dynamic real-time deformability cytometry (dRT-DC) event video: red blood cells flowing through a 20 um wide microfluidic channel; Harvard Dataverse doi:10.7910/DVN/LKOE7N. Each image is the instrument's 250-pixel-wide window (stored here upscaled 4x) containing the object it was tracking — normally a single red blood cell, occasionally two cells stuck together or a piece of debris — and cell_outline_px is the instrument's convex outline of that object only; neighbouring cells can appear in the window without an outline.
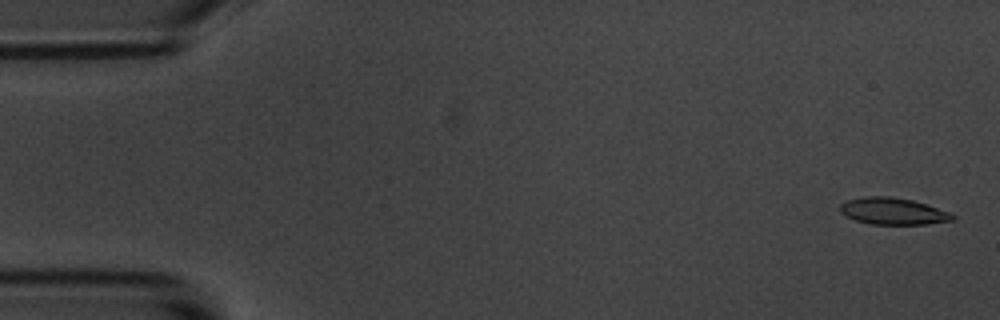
{"species": "common noctule bat (a hibernating species)", "species_latin": "Nyctalus noctula", "temperature_condition": "room temperature", "stored_images_in_passage": 56, "camera_frame_rate_fps": 3000, "um_per_image_px": 0.085, "animal": {"sex": "male", "body_mass_g": 20.1, "forearm_length_mm": 53.5}, "frame": {"image": 1, "passage_image": 2, "time_ms": 0.333, "image_size_px": [1000, 320], "cell_outline_px": [[956, 220], [928, 224], [868, 224], [844, 216], [840, 212], [840, 204], [848, 200], [864, 196], [888, 196], [912, 200], [952, 212], [956, 216]], "centroid_in_image_um": [75.93, 17.96], "position_along_channel_um": 9.1, "area_um2": 17.74}}
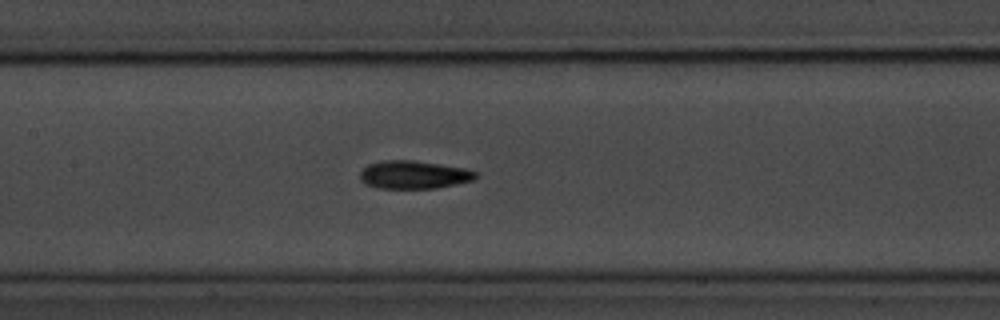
{"frame": {"image": 2, "passage_image": 26, "time_ms": 8.333, "image_size_px": [1000, 320], "cell_outline_px": [[476, 176], [472, 180], [456, 184], [436, 188], [380, 188], [364, 184], [360, 180], [360, 172], [368, 164], [384, 160], [412, 160], [464, 168], [476, 172]], "centroid_in_image_um": [35.12, 14.85], "position_along_channel_um": 172.3, "area_um2": 18.73}}
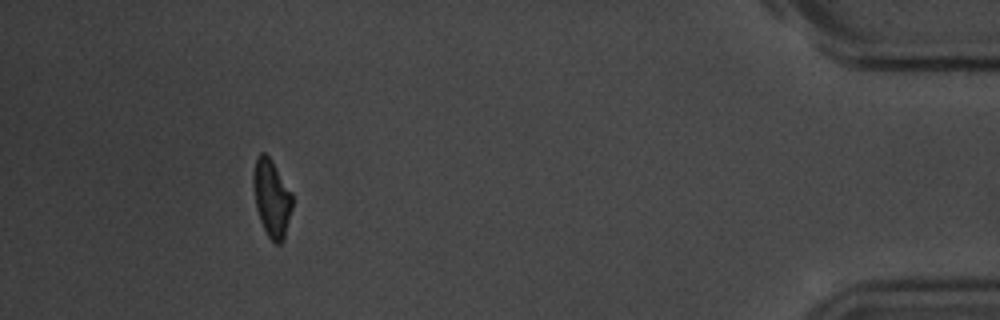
{"frame": {"image": 3, "passage_image": 51, "time_ms": 16.667, "image_size_px": [1000, 320], "cell_outline_px": [[292, 208], [284, 240], [280, 244], [276, 244], [268, 236], [260, 220], [256, 208], [252, 184], [252, 176], [256, 156], [260, 152], [264, 152], [272, 160], [292, 192]], "centroid_in_image_um": [23.08, 16.81], "position_along_channel_um": 412.1, "area_um2": 17.8}, "authors_computed_cell_mechanics": {"area_um2": 18.3226, "velocity_mm_per_s": 3.6245, "shape_relaxation_time_tau1_ms": 2.8482, "shape_relaxation_time_tau2_ms": 4.0824, "deformation_change_tau1": 0.1197, "deformation_change_tau2": 0.114}}